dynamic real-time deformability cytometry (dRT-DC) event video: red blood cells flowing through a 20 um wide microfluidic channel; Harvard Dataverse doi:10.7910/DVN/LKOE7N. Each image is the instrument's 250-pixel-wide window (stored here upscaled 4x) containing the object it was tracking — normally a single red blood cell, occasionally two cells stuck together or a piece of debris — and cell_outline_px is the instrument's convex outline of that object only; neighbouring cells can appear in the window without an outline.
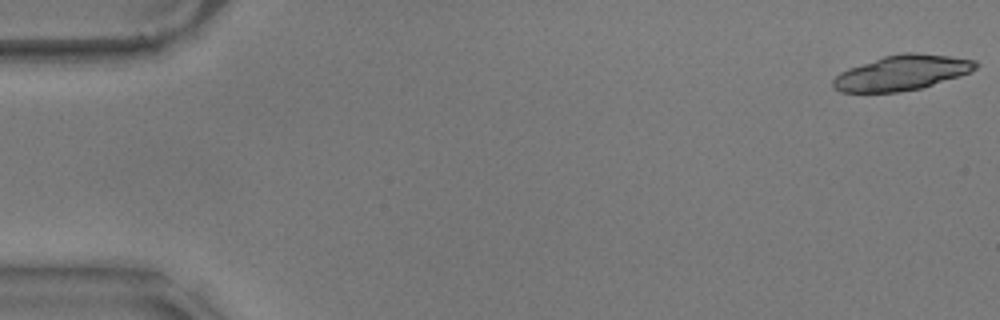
{"species": "common noctule bat (a hibernating species)", "species_latin": "Nyctalus noctula", "temperature_condition": "warm", "stored_images_in_passage": 8, "camera_frame_rate_fps": 3000, "um_per_image_px": 0.085, "animal": {"sex": "male", "body_mass_g": 17.9}, "frame": {"image": 1, "passage_image": 1, "time_ms": 0.0, "image_size_px": [1000, 320], "cell_outline_px": [[980, 64], [976, 68], [960, 76], [920, 88], [896, 92], [840, 92], [832, 88], [832, 80], [840, 72], [848, 68], [884, 56], [904, 52], [916, 52], [952, 56], [976, 60]], "centroid_in_image_um": [76.65, 6.17], "position_along_channel_um": 8.3, "area_um2": 29.19}}